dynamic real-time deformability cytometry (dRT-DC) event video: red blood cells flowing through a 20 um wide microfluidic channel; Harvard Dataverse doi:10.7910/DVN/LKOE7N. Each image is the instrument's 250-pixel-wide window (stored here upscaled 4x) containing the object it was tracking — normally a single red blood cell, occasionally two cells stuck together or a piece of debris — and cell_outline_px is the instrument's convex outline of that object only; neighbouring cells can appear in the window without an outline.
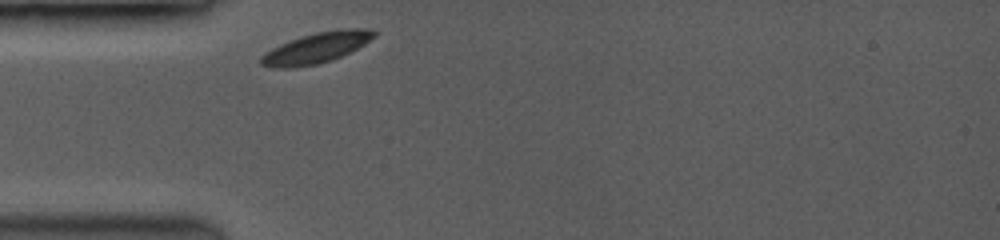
{"species": "common noctule bat (a hibernating species)", "species_latin": "Nyctalus noctula", "temperature_condition": "room temperature", "stored_images_in_passage": 47, "camera_frame_rate_fps": 3500, "um_per_image_px": 0.085, "animal": {"sex": "female", "body_mass_g": 19.0, "forearm_length_mm": 53.3}, "frame": {"image": 1, "passage_image": 1, "time_ms": 0.0, "image_size_px": [1000, 240], "cell_outline_px": [[376, 36], [364, 44], [332, 60], [316, 64], [284, 68], [272, 68], [260, 64], [260, 56], [272, 48], [280, 44], [300, 36], [316, 32], [344, 28], [372, 28], [376, 32]], "centroid_in_image_um": [26.89, 4.05], "position_along_channel_um": 58.1, "area_um2": 20.06}}
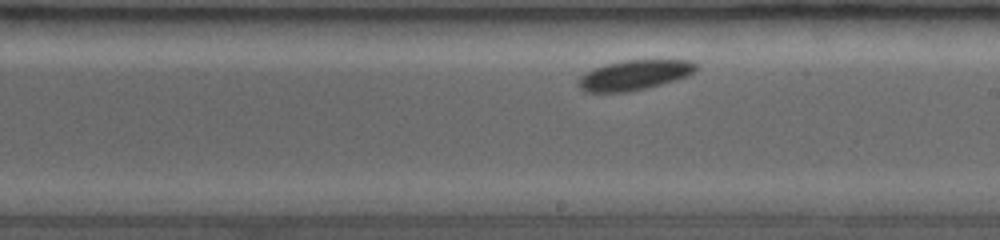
{"frame": {"image": 2, "passage_image": 25, "time_ms": 4.857, "image_size_px": [1000, 240], "cell_outline_px": [[700, 64], [688, 76], [660, 84], [644, 88], [620, 92], [588, 92], [580, 88], [580, 76], [604, 64], [620, 60], [692, 60]], "centroid_in_image_um": [53.96, 6.35], "position_along_channel_um": 235.0, "area_um2": 20.17}}
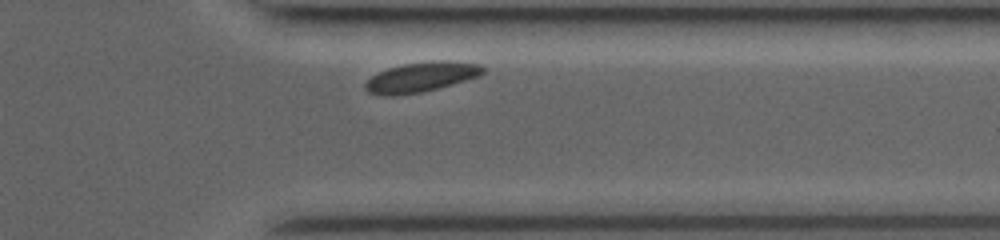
{"frame": {"image": 3, "passage_image": 43, "time_ms": 8.571, "image_size_px": [1000, 240], "cell_outline_px": [[484, 72], [476, 76], [452, 84], [420, 92], [396, 96], [384, 96], [368, 92], [364, 88], [364, 84], [372, 76], [388, 68], [404, 64], [432, 60], [448, 60], [480, 64], [484, 68]], "centroid_in_image_um": [35.76, 6.54], "position_along_channel_um": 375.6, "area_um2": 20.29}}